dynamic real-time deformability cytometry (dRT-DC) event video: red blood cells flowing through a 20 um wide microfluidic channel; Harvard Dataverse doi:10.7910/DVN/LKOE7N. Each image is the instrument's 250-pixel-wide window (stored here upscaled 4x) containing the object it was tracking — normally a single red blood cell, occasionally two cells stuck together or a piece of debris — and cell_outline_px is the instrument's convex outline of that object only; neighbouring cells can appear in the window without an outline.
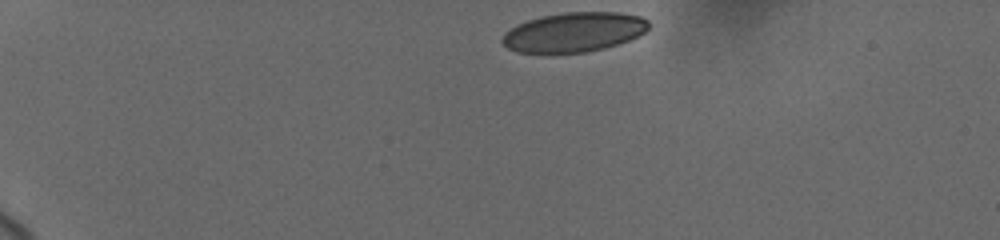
{"species": "human", "species_latin": "Homo sapiens", "temperature_condition": "cold", "stored_images_in_passage": 29, "camera_frame_rate_fps": 3000, "um_per_image_px": 0.085, "donor": {"sex": "female"}, "frame": {"image": 1, "passage_image": 1, "time_ms": 0.0, "image_size_px": [1000, 240], "cell_outline_px": [[648, 28], [644, 32], [628, 40], [604, 48], [584, 52], [516, 52], [508, 48], [500, 40], [504, 32], [528, 20], [540, 16], [564, 12], [620, 12], [640, 16], [648, 20]], "centroid_in_image_um": [48.77, 2.72], "position_along_channel_um": 36.2, "area_um2": 33.41}}
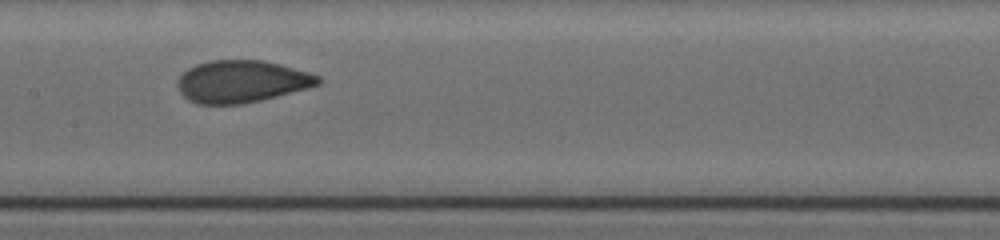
{"frame": {"image": 2, "passage_image": 17, "time_ms": 6.333, "image_size_px": [1000, 240], "cell_outline_px": [[320, 84], [308, 88], [260, 100], [240, 104], [196, 104], [188, 100], [180, 92], [176, 84], [176, 80], [188, 68], [196, 64], [208, 60], [260, 60], [280, 64], [308, 72], [320, 76]], "centroid_in_image_um": [20.5, 6.92], "position_along_channel_um": 186.9, "area_um2": 34.56}}
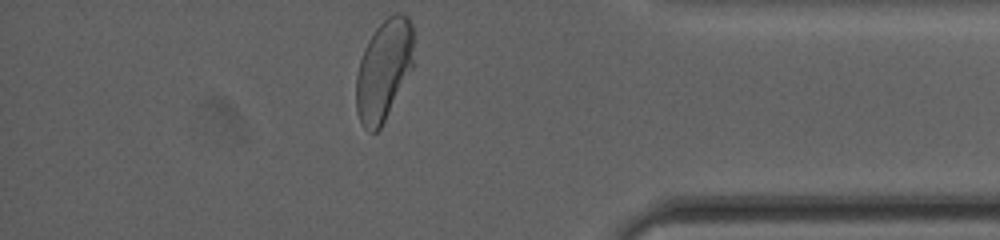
{"frame": {"image": 3, "passage_image": 29, "time_ms": 12.667, "image_size_px": [1000, 240], "cell_outline_px": [[412, 68], [380, 128], [376, 132], [368, 132], [364, 128], [356, 112], [356, 76], [360, 60], [364, 48], [368, 40], [376, 28], [388, 16], [396, 12], [400, 12], [408, 16], [412, 24]], "centroid_in_image_um": [32.6, 5.94], "position_along_channel_um": 402.6, "area_um2": 33.52}, "authors_computed_cell_mechanics": {"area_um2": 34.5644, "velocity_mm_per_s": 3.6898, "shape_relaxation_time_tau1_ms": 6.8241, "shape_relaxation_time_tau2_ms": null, "deformation_change_tau1": 0.1655, "deformation_change_tau2": null}}